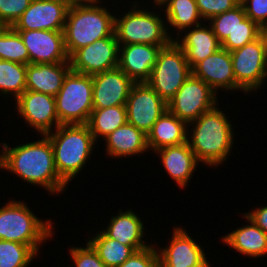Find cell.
<instances>
[{
	"mask_svg": "<svg viewBox=\"0 0 267 267\" xmlns=\"http://www.w3.org/2000/svg\"><path fill=\"white\" fill-rule=\"evenodd\" d=\"M62 1H65L69 6L78 5V4H86V0H62Z\"/></svg>",
	"mask_w": 267,
	"mask_h": 267,
	"instance_id": "41",
	"label": "cell"
},
{
	"mask_svg": "<svg viewBox=\"0 0 267 267\" xmlns=\"http://www.w3.org/2000/svg\"><path fill=\"white\" fill-rule=\"evenodd\" d=\"M238 3H242L243 0H236Z\"/></svg>",
	"mask_w": 267,
	"mask_h": 267,
	"instance_id": "46",
	"label": "cell"
},
{
	"mask_svg": "<svg viewBox=\"0 0 267 267\" xmlns=\"http://www.w3.org/2000/svg\"><path fill=\"white\" fill-rule=\"evenodd\" d=\"M37 255L29 245L0 240V267H27Z\"/></svg>",
	"mask_w": 267,
	"mask_h": 267,
	"instance_id": "32",
	"label": "cell"
},
{
	"mask_svg": "<svg viewBox=\"0 0 267 267\" xmlns=\"http://www.w3.org/2000/svg\"><path fill=\"white\" fill-rule=\"evenodd\" d=\"M191 74L185 52L172 41L160 50L146 83L167 103Z\"/></svg>",
	"mask_w": 267,
	"mask_h": 267,
	"instance_id": "8",
	"label": "cell"
},
{
	"mask_svg": "<svg viewBox=\"0 0 267 267\" xmlns=\"http://www.w3.org/2000/svg\"><path fill=\"white\" fill-rule=\"evenodd\" d=\"M69 5L62 0H32L14 30L63 31Z\"/></svg>",
	"mask_w": 267,
	"mask_h": 267,
	"instance_id": "14",
	"label": "cell"
},
{
	"mask_svg": "<svg viewBox=\"0 0 267 267\" xmlns=\"http://www.w3.org/2000/svg\"><path fill=\"white\" fill-rule=\"evenodd\" d=\"M32 0H0V26L12 27Z\"/></svg>",
	"mask_w": 267,
	"mask_h": 267,
	"instance_id": "35",
	"label": "cell"
},
{
	"mask_svg": "<svg viewBox=\"0 0 267 267\" xmlns=\"http://www.w3.org/2000/svg\"><path fill=\"white\" fill-rule=\"evenodd\" d=\"M119 44L116 35L94 41L78 49L70 58L71 70L94 75L118 67Z\"/></svg>",
	"mask_w": 267,
	"mask_h": 267,
	"instance_id": "12",
	"label": "cell"
},
{
	"mask_svg": "<svg viewBox=\"0 0 267 267\" xmlns=\"http://www.w3.org/2000/svg\"><path fill=\"white\" fill-rule=\"evenodd\" d=\"M9 201L0 208V240L29 245L39 254L41 244L55 234L52 221L36 217L23 201Z\"/></svg>",
	"mask_w": 267,
	"mask_h": 267,
	"instance_id": "5",
	"label": "cell"
},
{
	"mask_svg": "<svg viewBox=\"0 0 267 267\" xmlns=\"http://www.w3.org/2000/svg\"><path fill=\"white\" fill-rule=\"evenodd\" d=\"M202 20H209L215 15L233 9L239 3L236 0H196Z\"/></svg>",
	"mask_w": 267,
	"mask_h": 267,
	"instance_id": "38",
	"label": "cell"
},
{
	"mask_svg": "<svg viewBox=\"0 0 267 267\" xmlns=\"http://www.w3.org/2000/svg\"><path fill=\"white\" fill-rule=\"evenodd\" d=\"M217 93L193 74L167 102V110L190 126L203 113L218 105Z\"/></svg>",
	"mask_w": 267,
	"mask_h": 267,
	"instance_id": "10",
	"label": "cell"
},
{
	"mask_svg": "<svg viewBox=\"0 0 267 267\" xmlns=\"http://www.w3.org/2000/svg\"><path fill=\"white\" fill-rule=\"evenodd\" d=\"M45 135L52 144L57 173L68 185L79 175L97 142L87 124L60 125Z\"/></svg>",
	"mask_w": 267,
	"mask_h": 267,
	"instance_id": "4",
	"label": "cell"
},
{
	"mask_svg": "<svg viewBox=\"0 0 267 267\" xmlns=\"http://www.w3.org/2000/svg\"><path fill=\"white\" fill-rule=\"evenodd\" d=\"M107 267H118L123 264L135 250L128 245L107 237L102 231L87 241Z\"/></svg>",
	"mask_w": 267,
	"mask_h": 267,
	"instance_id": "29",
	"label": "cell"
},
{
	"mask_svg": "<svg viewBox=\"0 0 267 267\" xmlns=\"http://www.w3.org/2000/svg\"><path fill=\"white\" fill-rule=\"evenodd\" d=\"M26 90V65L0 59V93L16 100Z\"/></svg>",
	"mask_w": 267,
	"mask_h": 267,
	"instance_id": "30",
	"label": "cell"
},
{
	"mask_svg": "<svg viewBox=\"0 0 267 267\" xmlns=\"http://www.w3.org/2000/svg\"><path fill=\"white\" fill-rule=\"evenodd\" d=\"M132 7L128 13L115 16L114 33L119 46L135 43L169 45L174 40L160 14L140 8L136 2Z\"/></svg>",
	"mask_w": 267,
	"mask_h": 267,
	"instance_id": "6",
	"label": "cell"
},
{
	"mask_svg": "<svg viewBox=\"0 0 267 267\" xmlns=\"http://www.w3.org/2000/svg\"><path fill=\"white\" fill-rule=\"evenodd\" d=\"M0 59L29 64V54L20 34L12 27H0Z\"/></svg>",
	"mask_w": 267,
	"mask_h": 267,
	"instance_id": "31",
	"label": "cell"
},
{
	"mask_svg": "<svg viewBox=\"0 0 267 267\" xmlns=\"http://www.w3.org/2000/svg\"><path fill=\"white\" fill-rule=\"evenodd\" d=\"M262 34V28L250 18L246 17L241 22V25L229 34L221 44V48L232 52L259 38Z\"/></svg>",
	"mask_w": 267,
	"mask_h": 267,
	"instance_id": "34",
	"label": "cell"
},
{
	"mask_svg": "<svg viewBox=\"0 0 267 267\" xmlns=\"http://www.w3.org/2000/svg\"><path fill=\"white\" fill-rule=\"evenodd\" d=\"M250 225H244L236 230L222 236L224 245L230 246L244 256L252 258L267 255V234L243 215Z\"/></svg>",
	"mask_w": 267,
	"mask_h": 267,
	"instance_id": "26",
	"label": "cell"
},
{
	"mask_svg": "<svg viewBox=\"0 0 267 267\" xmlns=\"http://www.w3.org/2000/svg\"><path fill=\"white\" fill-rule=\"evenodd\" d=\"M188 124L166 110L147 134L148 148L153 152L167 146L187 142Z\"/></svg>",
	"mask_w": 267,
	"mask_h": 267,
	"instance_id": "25",
	"label": "cell"
},
{
	"mask_svg": "<svg viewBox=\"0 0 267 267\" xmlns=\"http://www.w3.org/2000/svg\"><path fill=\"white\" fill-rule=\"evenodd\" d=\"M127 123L126 105H117L103 109H93L88 120V127L97 142L105 138L118 127Z\"/></svg>",
	"mask_w": 267,
	"mask_h": 267,
	"instance_id": "28",
	"label": "cell"
},
{
	"mask_svg": "<svg viewBox=\"0 0 267 267\" xmlns=\"http://www.w3.org/2000/svg\"><path fill=\"white\" fill-rule=\"evenodd\" d=\"M167 0H153L152 2L155 4L156 7H158L159 9L162 8L163 4L166 2ZM161 7V8H160Z\"/></svg>",
	"mask_w": 267,
	"mask_h": 267,
	"instance_id": "43",
	"label": "cell"
},
{
	"mask_svg": "<svg viewBox=\"0 0 267 267\" xmlns=\"http://www.w3.org/2000/svg\"><path fill=\"white\" fill-rule=\"evenodd\" d=\"M162 7V10L165 9L163 16L166 23L168 22L167 29L169 24L180 32H177L176 37H179L182 31L198 26L203 21L196 0H167Z\"/></svg>",
	"mask_w": 267,
	"mask_h": 267,
	"instance_id": "27",
	"label": "cell"
},
{
	"mask_svg": "<svg viewBox=\"0 0 267 267\" xmlns=\"http://www.w3.org/2000/svg\"><path fill=\"white\" fill-rule=\"evenodd\" d=\"M241 4L247 17L261 28L267 24V0H243Z\"/></svg>",
	"mask_w": 267,
	"mask_h": 267,
	"instance_id": "39",
	"label": "cell"
},
{
	"mask_svg": "<svg viewBox=\"0 0 267 267\" xmlns=\"http://www.w3.org/2000/svg\"><path fill=\"white\" fill-rule=\"evenodd\" d=\"M100 2L70 5L63 29L69 58L80 48L98 39L114 35L115 14Z\"/></svg>",
	"mask_w": 267,
	"mask_h": 267,
	"instance_id": "3",
	"label": "cell"
},
{
	"mask_svg": "<svg viewBox=\"0 0 267 267\" xmlns=\"http://www.w3.org/2000/svg\"><path fill=\"white\" fill-rule=\"evenodd\" d=\"M201 25L205 24L187 29L185 31L187 33L184 36L181 35V40L179 37L173 40L185 52L191 68L221 48V43L212 31L211 26Z\"/></svg>",
	"mask_w": 267,
	"mask_h": 267,
	"instance_id": "22",
	"label": "cell"
},
{
	"mask_svg": "<svg viewBox=\"0 0 267 267\" xmlns=\"http://www.w3.org/2000/svg\"><path fill=\"white\" fill-rule=\"evenodd\" d=\"M127 122L146 135L167 110V103L146 83H134L126 101Z\"/></svg>",
	"mask_w": 267,
	"mask_h": 267,
	"instance_id": "11",
	"label": "cell"
},
{
	"mask_svg": "<svg viewBox=\"0 0 267 267\" xmlns=\"http://www.w3.org/2000/svg\"><path fill=\"white\" fill-rule=\"evenodd\" d=\"M230 54L235 81L245 93L264 85L267 78V40L263 34Z\"/></svg>",
	"mask_w": 267,
	"mask_h": 267,
	"instance_id": "9",
	"label": "cell"
},
{
	"mask_svg": "<svg viewBox=\"0 0 267 267\" xmlns=\"http://www.w3.org/2000/svg\"><path fill=\"white\" fill-rule=\"evenodd\" d=\"M192 74L203 80L216 93L219 89H225V92L226 90L237 91V89L245 92L235 81L231 54L226 49L220 48L217 52L198 62L192 68Z\"/></svg>",
	"mask_w": 267,
	"mask_h": 267,
	"instance_id": "17",
	"label": "cell"
},
{
	"mask_svg": "<svg viewBox=\"0 0 267 267\" xmlns=\"http://www.w3.org/2000/svg\"><path fill=\"white\" fill-rule=\"evenodd\" d=\"M135 251L123 264L118 267H159L158 248L155 245Z\"/></svg>",
	"mask_w": 267,
	"mask_h": 267,
	"instance_id": "36",
	"label": "cell"
},
{
	"mask_svg": "<svg viewBox=\"0 0 267 267\" xmlns=\"http://www.w3.org/2000/svg\"><path fill=\"white\" fill-rule=\"evenodd\" d=\"M55 102L60 125L87 124L93 110L92 75L70 70Z\"/></svg>",
	"mask_w": 267,
	"mask_h": 267,
	"instance_id": "7",
	"label": "cell"
},
{
	"mask_svg": "<svg viewBox=\"0 0 267 267\" xmlns=\"http://www.w3.org/2000/svg\"><path fill=\"white\" fill-rule=\"evenodd\" d=\"M16 101V111L21 115L20 117L40 135L52 132L53 127L55 130L60 126L55 96L25 90Z\"/></svg>",
	"mask_w": 267,
	"mask_h": 267,
	"instance_id": "13",
	"label": "cell"
},
{
	"mask_svg": "<svg viewBox=\"0 0 267 267\" xmlns=\"http://www.w3.org/2000/svg\"><path fill=\"white\" fill-rule=\"evenodd\" d=\"M262 30H263V35L265 39L267 40V24L262 28Z\"/></svg>",
	"mask_w": 267,
	"mask_h": 267,
	"instance_id": "44",
	"label": "cell"
},
{
	"mask_svg": "<svg viewBox=\"0 0 267 267\" xmlns=\"http://www.w3.org/2000/svg\"><path fill=\"white\" fill-rule=\"evenodd\" d=\"M108 224L102 231L107 237L131 246L135 251L150 246L143 240L145 224L133 210H120L117 215L110 218Z\"/></svg>",
	"mask_w": 267,
	"mask_h": 267,
	"instance_id": "23",
	"label": "cell"
},
{
	"mask_svg": "<svg viewBox=\"0 0 267 267\" xmlns=\"http://www.w3.org/2000/svg\"><path fill=\"white\" fill-rule=\"evenodd\" d=\"M29 143L10 148L1 143L0 169L7 170L23 181L38 185L50 194L65 191L67 184L59 177L55 166L52 144L46 135Z\"/></svg>",
	"mask_w": 267,
	"mask_h": 267,
	"instance_id": "1",
	"label": "cell"
},
{
	"mask_svg": "<svg viewBox=\"0 0 267 267\" xmlns=\"http://www.w3.org/2000/svg\"><path fill=\"white\" fill-rule=\"evenodd\" d=\"M70 70V62L29 63L26 65V90L56 96Z\"/></svg>",
	"mask_w": 267,
	"mask_h": 267,
	"instance_id": "20",
	"label": "cell"
},
{
	"mask_svg": "<svg viewBox=\"0 0 267 267\" xmlns=\"http://www.w3.org/2000/svg\"><path fill=\"white\" fill-rule=\"evenodd\" d=\"M165 46L168 45H120L118 67L135 83L146 82L160 50Z\"/></svg>",
	"mask_w": 267,
	"mask_h": 267,
	"instance_id": "19",
	"label": "cell"
},
{
	"mask_svg": "<svg viewBox=\"0 0 267 267\" xmlns=\"http://www.w3.org/2000/svg\"><path fill=\"white\" fill-rule=\"evenodd\" d=\"M87 245V246H86ZM83 247H70V256L75 264L74 267H107L98 257L92 246L86 242Z\"/></svg>",
	"mask_w": 267,
	"mask_h": 267,
	"instance_id": "37",
	"label": "cell"
},
{
	"mask_svg": "<svg viewBox=\"0 0 267 267\" xmlns=\"http://www.w3.org/2000/svg\"><path fill=\"white\" fill-rule=\"evenodd\" d=\"M103 140L106 141V153L110 157H132L149 150L147 135L128 122L118 127Z\"/></svg>",
	"mask_w": 267,
	"mask_h": 267,
	"instance_id": "24",
	"label": "cell"
},
{
	"mask_svg": "<svg viewBox=\"0 0 267 267\" xmlns=\"http://www.w3.org/2000/svg\"><path fill=\"white\" fill-rule=\"evenodd\" d=\"M161 156V163L167 174L183 189L192 178L193 172L199 165L188 142L176 146H167L154 151ZM196 167V168H195Z\"/></svg>",
	"mask_w": 267,
	"mask_h": 267,
	"instance_id": "21",
	"label": "cell"
},
{
	"mask_svg": "<svg viewBox=\"0 0 267 267\" xmlns=\"http://www.w3.org/2000/svg\"><path fill=\"white\" fill-rule=\"evenodd\" d=\"M93 109L126 105L135 83L119 67L92 75Z\"/></svg>",
	"mask_w": 267,
	"mask_h": 267,
	"instance_id": "16",
	"label": "cell"
},
{
	"mask_svg": "<svg viewBox=\"0 0 267 267\" xmlns=\"http://www.w3.org/2000/svg\"><path fill=\"white\" fill-rule=\"evenodd\" d=\"M211 264H209L207 257L199 264L193 266V267H210Z\"/></svg>",
	"mask_w": 267,
	"mask_h": 267,
	"instance_id": "42",
	"label": "cell"
},
{
	"mask_svg": "<svg viewBox=\"0 0 267 267\" xmlns=\"http://www.w3.org/2000/svg\"><path fill=\"white\" fill-rule=\"evenodd\" d=\"M29 54V63L70 62L65 49L63 31L15 30Z\"/></svg>",
	"mask_w": 267,
	"mask_h": 267,
	"instance_id": "15",
	"label": "cell"
},
{
	"mask_svg": "<svg viewBox=\"0 0 267 267\" xmlns=\"http://www.w3.org/2000/svg\"><path fill=\"white\" fill-rule=\"evenodd\" d=\"M244 215L267 234V206L257 207Z\"/></svg>",
	"mask_w": 267,
	"mask_h": 267,
	"instance_id": "40",
	"label": "cell"
},
{
	"mask_svg": "<svg viewBox=\"0 0 267 267\" xmlns=\"http://www.w3.org/2000/svg\"><path fill=\"white\" fill-rule=\"evenodd\" d=\"M228 118L216 105L191 122L194 126L191 135L188 129L187 142L199 163L215 168L230 155L234 129Z\"/></svg>",
	"mask_w": 267,
	"mask_h": 267,
	"instance_id": "2",
	"label": "cell"
},
{
	"mask_svg": "<svg viewBox=\"0 0 267 267\" xmlns=\"http://www.w3.org/2000/svg\"><path fill=\"white\" fill-rule=\"evenodd\" d=\"M101 0H86V3H89V2H100Z\"/></svg>",
	"mask_w": 267,
	"mask_h": 267,
	"instance_id": "45",
	"label": "cell"
},
{
	"mask_svg": "<svg viewBox=\"0 0 267 267\" xmlns=\"http://www.w3.org/2000/svg\"><path fill=\"white\" fill-rule=\"evenodd\" d=\"M169 245L160 248L159 267H193L206 258V253L200 244L181 227L173 229Z\"/></svg>",
	"mask_w": 267,
	"mask_h": 267,
	"instance_id": "18",
	"label": "cell"
},
{
	"mask_svg": "<svg viewBox=\"0 0 267 267\" xmlns=\"http://www.w3.org/2000/svg\"><path fill=\"white\" fill-rule=\"evenodd\" d=\"M247 17L244 7L241 3L227 12L218 14L210 18L209 26L222 44L230 33L234 32L241 22Z\"/></svg>",
	"mask_w": 267,
	"mask_h": 267,
	"instance_id": "33",
	"label": "cell"
}]
</instances>
